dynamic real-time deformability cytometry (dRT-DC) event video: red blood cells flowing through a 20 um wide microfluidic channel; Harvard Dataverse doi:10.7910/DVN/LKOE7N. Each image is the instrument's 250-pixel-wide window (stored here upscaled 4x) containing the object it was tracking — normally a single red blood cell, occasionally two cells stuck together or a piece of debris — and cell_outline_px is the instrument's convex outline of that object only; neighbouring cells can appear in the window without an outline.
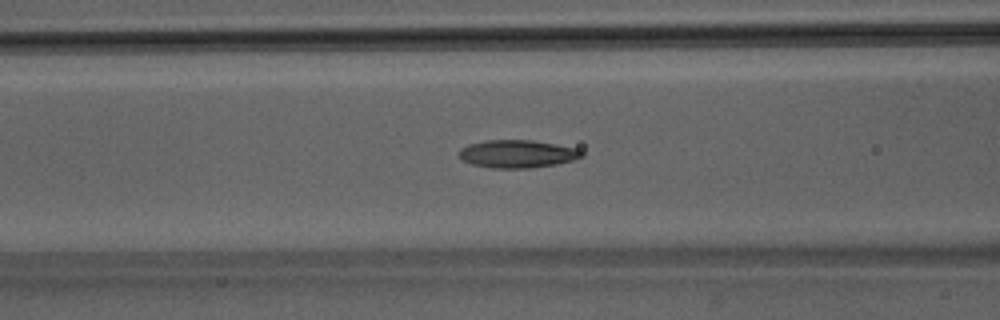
{"species": "Egyptian fruit bat (a non-hibernating species)", "species_latin": "Rousettus aegyptiacus", "temperature_condition": "room temperature", "stored_images_in_passage": 49, "camera_frame_rate_fps": 3000, "um_per_image_px": 0.085, "animal": {"sex": "male"}, "frame": {"image": 1, "passage_image": 20, "time_ms": 6.333, "image_size_px": [1000, 320], "cell_outline_px": [[584, 156], [572, 160], [556, 164], [528, 168], [492, 168], [472, 164], [460, 160], [456, 152], [460, 148], [468, 144], [484, 140], [532, 140], [556, 144], [576, 148], [584, 152]], "centroid_in_image_um": [43.91, 13.07], "position_along_channel_um": 122.7, "area_um2": 20.11}}
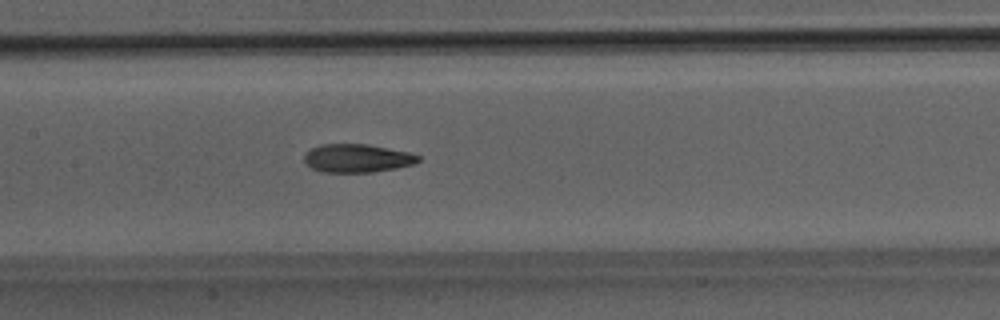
{"frame": {"image": 2, "passage_image": 24, "time_ms": 7.667, "image_size_px": [1000, 320], "cell_outline_px": [[420, 160], [412, 164], [396, 168], [372, 172], [324, 172], [312, 168], [304, 160], [304, 152], [320, 144], [364, 144], [408, 152], [420, 156]], "centroid_in_image_um": [30.32, 13.45], "position_along_channel_um": 177.1, "area_um2": 18.61}}
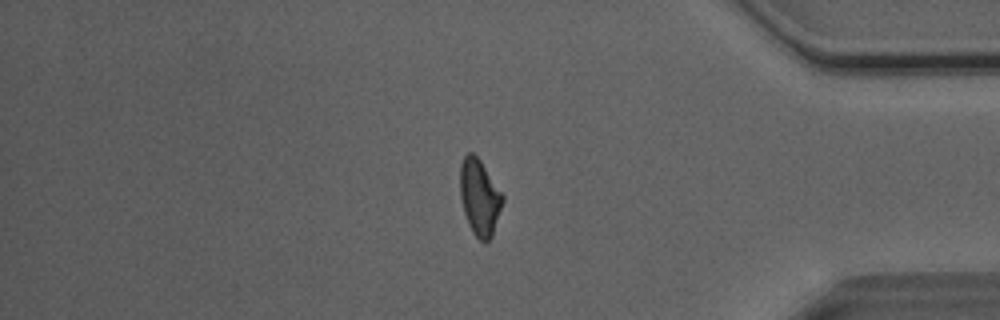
{"frame": {"image": 3, "passage_image": 42, "time_ms": 13.667, "image_size_px": [1000, 320], "cell_outline_px": [[504, 200], [492, 236], [484, 244], [472, 232], [468, 224], [464, 212], [460, 196], [460, 164], [464, 156], [468, 152], [472, 152], [480, 160], [504, 196]], "centroid_in_image_um": [40.76, 16.78], "position_along_channel_um": 394.4, "area_um2": 18.84}}